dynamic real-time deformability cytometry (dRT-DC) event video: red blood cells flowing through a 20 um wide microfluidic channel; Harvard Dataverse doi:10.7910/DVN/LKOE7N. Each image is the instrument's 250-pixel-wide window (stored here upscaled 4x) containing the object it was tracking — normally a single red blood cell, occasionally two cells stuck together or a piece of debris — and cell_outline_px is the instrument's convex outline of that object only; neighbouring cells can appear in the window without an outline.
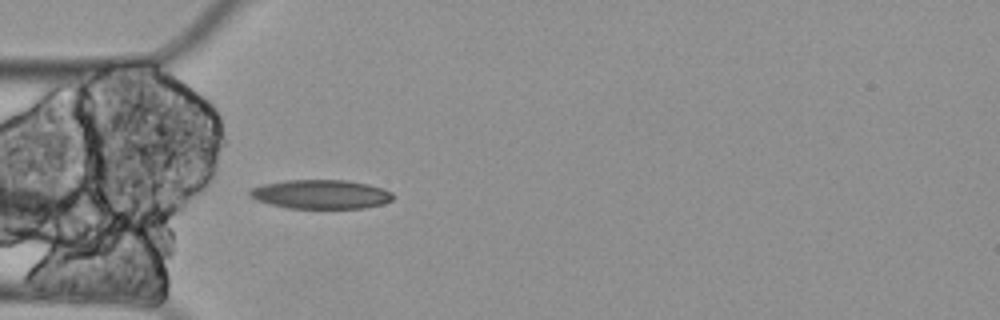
{"species": "Egyptian fruit bat (a non-hibernating species)", "species_latin": "Rousettus aegyptiacus", "temperature_condition": "cold", "stored_images_in_passage": 3, "camera_frame_rate_fps": 3000, "um_per_image_px": 0.085, "animal": {"sex": "female"}, "frame": {"image": 1, "passage_image": 3, "time_ms": 0.667, "image_size_px": [1000, 320], "cell_outline_px": [[392, 200], [384, 204], [364, 208], [288, 208], [268, 204], [256, 200], [248, 196], [248, 192], [252, 188], [264, 184], [288, 180], [348, 180], [368, 184], [384, 188], [392, 192]], "centroid_in_image_um": [27.27, 16.51], "position_along_channel_um": 57.7, "area_um2": 24.39}}